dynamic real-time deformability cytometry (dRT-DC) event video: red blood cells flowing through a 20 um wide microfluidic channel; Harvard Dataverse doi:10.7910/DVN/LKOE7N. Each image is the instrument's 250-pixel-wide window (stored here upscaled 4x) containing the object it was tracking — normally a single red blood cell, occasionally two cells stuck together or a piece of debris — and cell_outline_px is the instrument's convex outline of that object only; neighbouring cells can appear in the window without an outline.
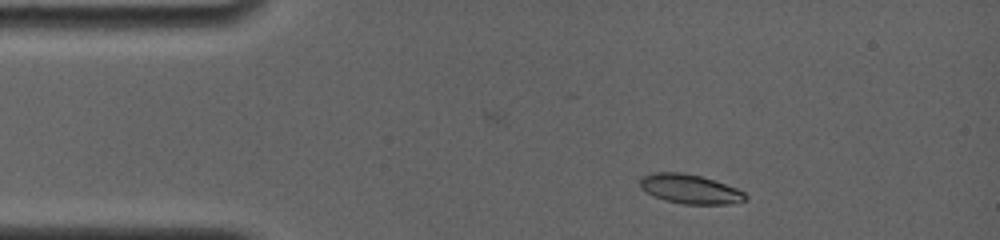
{"species": "common noctule bat (a hibernating species)", "species_latin": "Nyctalus noctula", "temperature_condition": "room temperature", "stored_images_in_passage": 4, "camera_frame_rate_fps": 4000, "um_per_image_px": 0.085, "animal": {"sex": "female", "body_mass_g": 19.0, "forearm_length_mm": 56.7}, "frame": {"image": 1, "passage_image": 1, "time_ms": 0.0, "image_size_px": [1000, 240], "cell_outline_px": [[748, 200], [728, 204], [684, 204], [664, 200], [640, 188], [640, 180], [644, 176], [652, 172], [684, 172], [700, 176], [736, 188], [744, 192], [748, 196]], "centroid_in_image_um": [58.66, 16.07], "position_along_channel_um": 26.3, "area_um2": 17.86}}
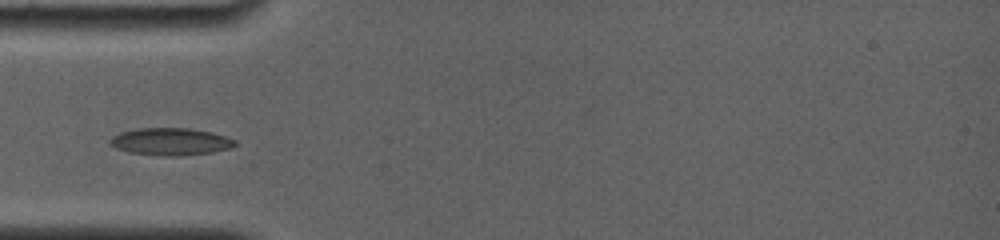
{"frame": {"image": 2, "passage_image": 3, "time_ms": 2.5, "image_size_px": [1000, 240], "cell_outline_px": [[236, 144], [232, 148], [212, 152], [180, 156], [164, 156], [128, 152], [116, 148], [108, 144], [108, 140], [112, 136], [120, 132], [136, 128], [188, 128], [212, 132], [236, 140]], "centroid_in_image_um": [14.47, 12.04], "position_along_channel_um": 70.5, "area_um2": 20.06}}
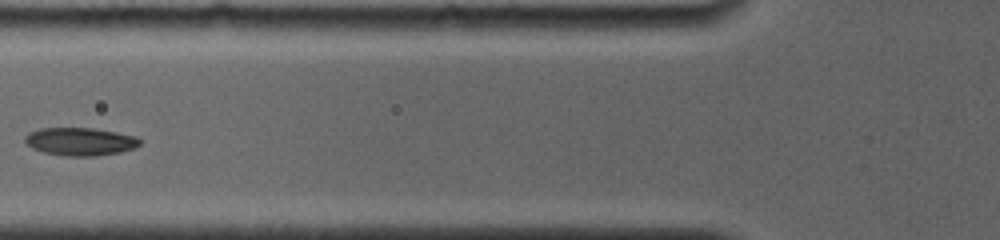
{"frame": {"image": 3, "passage_image": 4, "time_ms": 3.75, "image_size_px": [1000, 240], "cell_outline_px": [[140, 144], [132, 148], [120, 152], [96, 156], [64, 156], [44, 152], [32, 148], [24, 140], [24, 136], [28, 132], [40, 128], [92, 128], [116, 132], [136, 136], [140, 140]], "centroid_in_image_um": [6.78, 12.03], "position_along_channel_um": 119.0, "area_um2": 18.67}}